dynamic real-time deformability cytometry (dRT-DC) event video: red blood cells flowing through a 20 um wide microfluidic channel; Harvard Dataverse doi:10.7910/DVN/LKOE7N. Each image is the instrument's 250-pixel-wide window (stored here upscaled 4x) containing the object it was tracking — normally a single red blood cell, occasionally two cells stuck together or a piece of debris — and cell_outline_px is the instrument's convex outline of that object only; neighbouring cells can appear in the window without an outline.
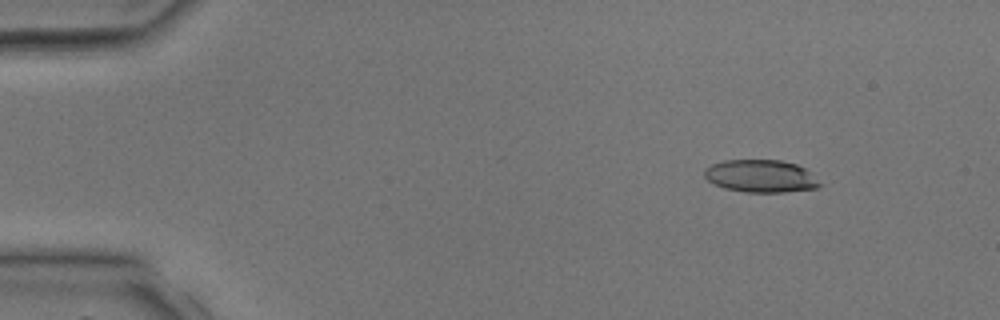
{"species": "common noctule bat (a hibernating species)", "species_latin": "Nyctalus noctula", "temperature_condition": "room temperature", "stored_images_in_passage": 5, "camera_frame_rate_fps": 3000, "um_per_image_px": 0.085, "animal": {"sex": "male", "body_mass_g": 17.9, "forearm_length_mm": 54.2}, "frame": {"image": 1, "passage_image": 2, "time_ms": 1.333, "image_size_px": [1000, 320], "cell_outline_px": [[820, 184], [816, 188], [784, 192], [744, 192], [724, 188], [708, 180], [704, 176], [704, 168], [712, 164], [724, 160], [780, 160], [796, 164], [804, 168]], "centroid_in_image_um": [64.6, 14.96], "position_along_channel_um": 20.4, "area_um2": 21.62}}